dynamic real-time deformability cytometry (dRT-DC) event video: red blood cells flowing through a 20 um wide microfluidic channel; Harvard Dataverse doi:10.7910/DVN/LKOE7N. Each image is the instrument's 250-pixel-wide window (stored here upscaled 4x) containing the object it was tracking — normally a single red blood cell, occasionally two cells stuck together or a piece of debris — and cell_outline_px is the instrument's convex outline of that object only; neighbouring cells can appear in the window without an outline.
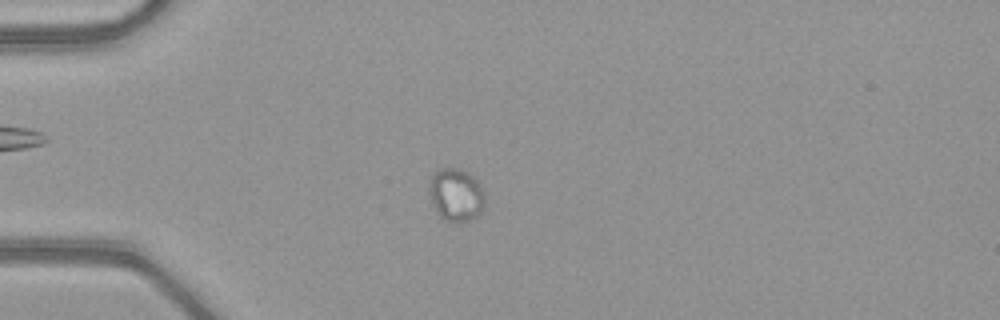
{"species": "common noctule bat (a hibernating species)", "species_latin": "Nyctalus noctula", "temperature_condition": "warm", "stored_images_in_passage": 53, "camera_frame_rate_fps": 3000, "um_per_image_px": 0.085, "animal": {"sex": "female", "body_mass_g": 21.9}, "frame": {"image": 1, "passage_image": 15, "time_ms": 4.667, "image_size_px": [1000, 320], "cell_outline_px": [[484, 204], [480, 216], [472, 220], [444, 220], [436, 212], [428, 192], [428, 188], [432, 176], [440, 168], [456, 168], [468, 172], [480, 184], [484, 192]], "centroid_in_image_um": [38.77, 16.56], "position_along_channel_um": 46.2, "area_um2": 17.11}}
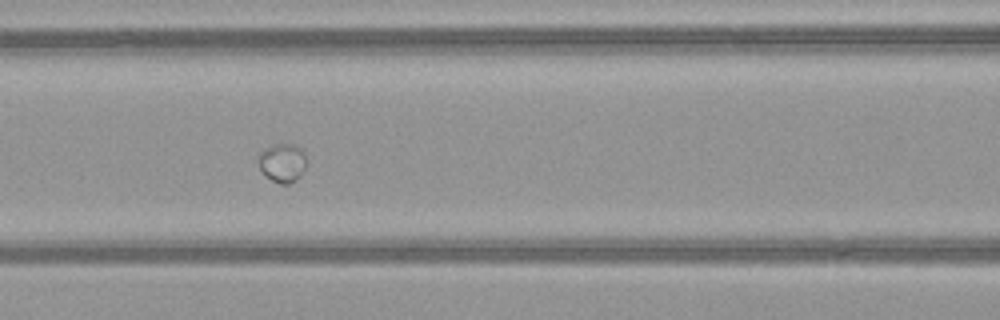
{"frame": {"image": 2, "passage_image": 24, "time_ms": 7.667, "image_size_px": [1000, 320], "cell_outline_px": [[304, 168], [296, 180], [288, 184], [280, 184], [272, 180], [260, 168], [256, 160], [256, 156], [264, 148], [272, 144], [292, 144], [300, 148], [304, 152]], "centroid_in_image_um": [23.94, 13.81], "position_along_channel_um": 142.7, "area_um2": 10.75}}
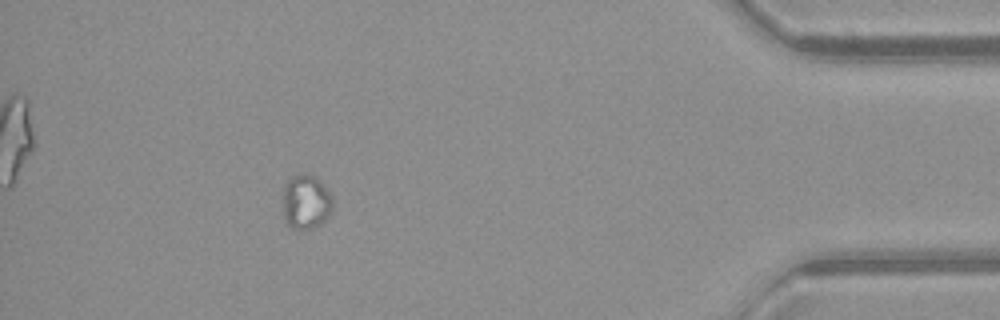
{"frame": {"image": 3, "passage_image": 48, "time_ms": 15.667, "image_size_px": [1000, 320], "cell_outline_px": [[332, 208], [328, 216], [316, 228], [300, 232], [292, 228], [284, 220], [284, 184], [296, 172], [316, 176], [320, 180], [332, 196]], "centroid_in_image_um": [26.0, 17.18], "position_along_channel_um": 409.2, "area_um2": 16.18}, "authors_computed_cell_mechanics": {"area_um2": 14.8546, "velocity_mm_per_s": 3.9776, "shape_relaxation_time_tau1_ms": 1.5638, "shape_relaxation_time_tau2_ms": null, "deformation_change_tau1": 0.0148, "deformation_change_tau2": null}}